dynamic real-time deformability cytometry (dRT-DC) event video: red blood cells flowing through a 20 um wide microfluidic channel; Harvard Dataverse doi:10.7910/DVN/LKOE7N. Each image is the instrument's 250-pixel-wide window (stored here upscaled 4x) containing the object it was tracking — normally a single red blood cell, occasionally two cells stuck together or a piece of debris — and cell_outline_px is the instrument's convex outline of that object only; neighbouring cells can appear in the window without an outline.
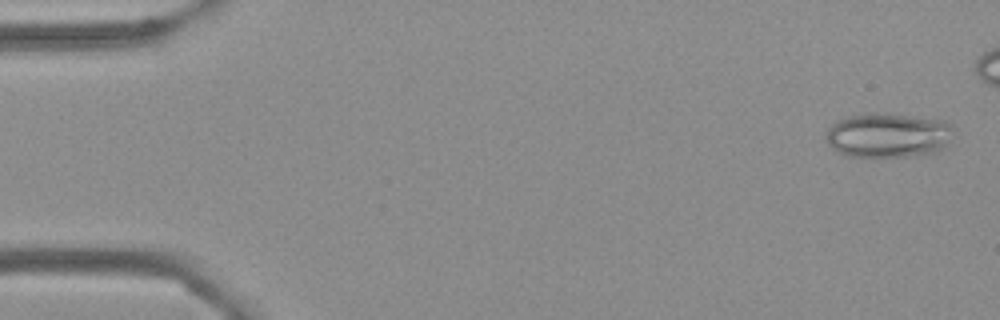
{"species": "Egyptian fruit bat (a non-hibernating species)", "species_latin": "Rousettus aegyptiacus", "temperature_condition": "cold", "stored_images_in_passage": 48, "camera_frame_rate_fps": 3000, "um_per_image_px": 0.085, "frame": {"image": 1, "passage_image": 2, "time_ms": 0.333, "image_size_px": [1000, 320], "cell_outline_px": [[956, 128], [944, 148], [936, 152], [912, 156], [844, 156], [832, 148], [828, 144], [824, 136], [828, 128], [836, 120], [848, 116], [868, 112], [884, 112], [944, 120], [952, 124]], "centroid_in_image_um": [75.48, 11.47], "position_along_channel_um": 9.5, "area_um2": 33.81}}
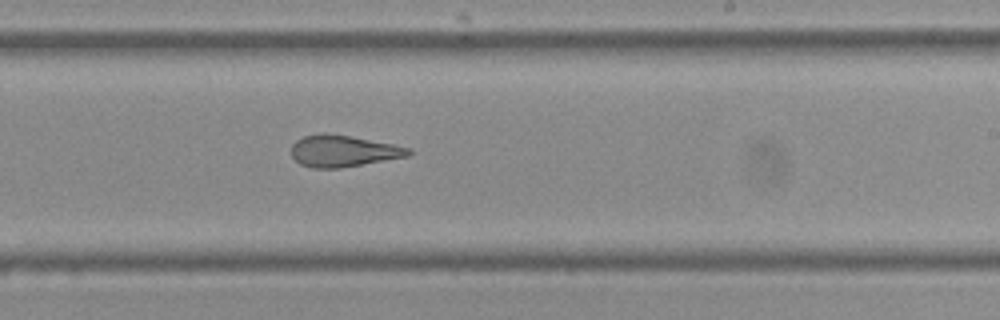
{"frame": {"image": 2, "passage_image": 33, "time_ms": 10.667, "image_size_px": [1000, 320], "cell_outline_px": [[412, 152], [408, 156], [340, 168], [312, 168], [300, 164], [292, 156], [292, 144], [296, 140], [304, 136], [320, 132], [324, 132], [352, 136], [412, 148]], "centroid_in_image_um": [29.15, 12.82], "position_along_channel_um": 259.8, "area_um2": 21.62}}
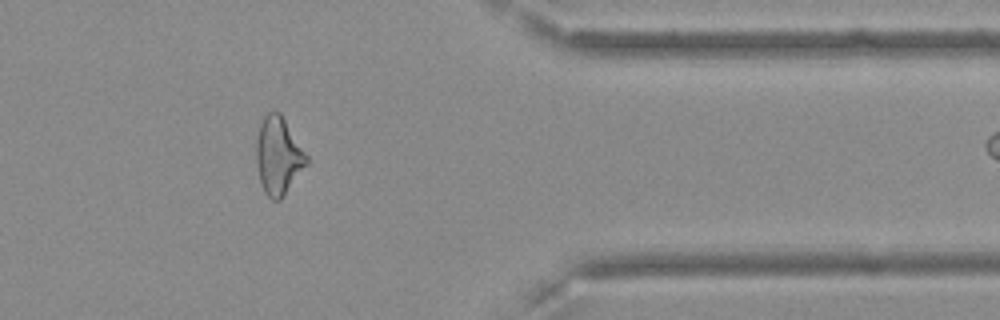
{"frame": {"image": 3, "passage_image": 45, "time_ms": 14.667, "image_size_px": [1000, 320], "cell_outline_px": [[308, 164], [280, 200], [272, 200], [264, 192], [260, 184], [256, 164], [256, 140], [260, 124], [264, 116], [268, 112], [280, 112], [308, 156]], "centroid_in_image_um": [23.65, 13.26], "position_along_channel_um": 387.8, "area_um2": 22.77}}